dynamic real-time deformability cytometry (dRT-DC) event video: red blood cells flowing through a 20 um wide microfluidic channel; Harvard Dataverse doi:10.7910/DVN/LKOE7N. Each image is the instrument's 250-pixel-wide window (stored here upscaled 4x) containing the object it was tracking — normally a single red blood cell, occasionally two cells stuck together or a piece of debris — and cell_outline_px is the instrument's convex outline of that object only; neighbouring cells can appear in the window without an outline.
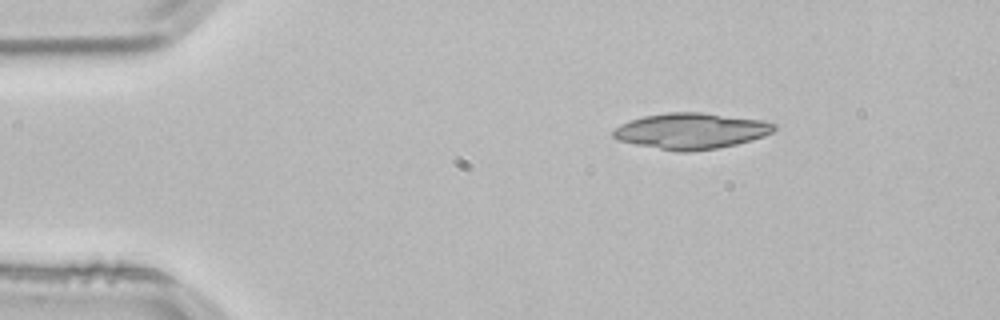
{"species": "common noctule bat (a hibernating species)", "species_latin": "Nyctalus noctula", "temperature_condition": "room temperature", "stored_images_in_passage": 45, "camera_frame_rate_fps": 3000, "um_per_image_px": 0.085, "animal": {"sex": "male", "body_mass_g": 21.5, "forearm_length_mm": 52.0}, "frame": {"image": 1, "passage_image": 1, "time_ms": 0.0, "image_size_px": [1000, 320], "cell_outline_px": [[776, 128], [772, 132], [764, 136], [752, 140], [736, 144], [716, 148], [688, 152], [676, 152], [616, 140], [612, 136], [612, 132], [620, 124], [644, 116], [668, 112], [700, 112], [764, 120], [776, 124]], "centroid_in_image_um": [58.75, 11.13], "position_along_channel_um": 26.3, "area_um2": 33.7}}